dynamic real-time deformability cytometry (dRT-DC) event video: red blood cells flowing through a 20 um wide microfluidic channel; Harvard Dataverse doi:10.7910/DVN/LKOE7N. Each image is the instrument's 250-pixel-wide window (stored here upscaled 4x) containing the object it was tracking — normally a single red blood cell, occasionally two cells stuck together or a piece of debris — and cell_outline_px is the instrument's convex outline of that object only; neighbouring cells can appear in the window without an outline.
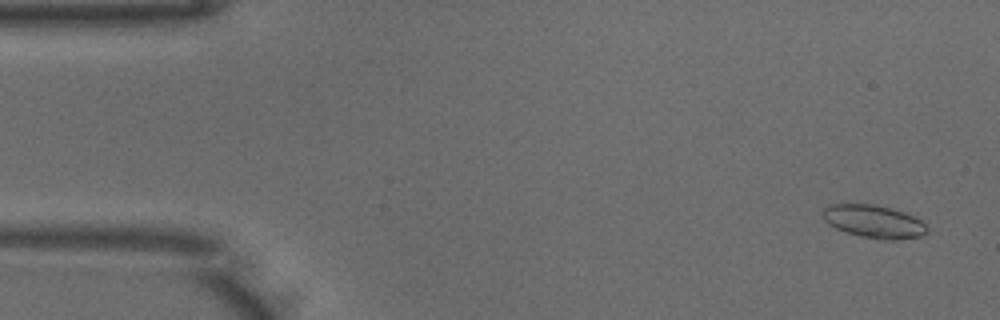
{"species": "common noctule bat (a hibernating species)", "species_latin": "Nyctalus noctula", "temperature_condition": "warm", "stored_images_in_passage": 51, "camera_frame_rate_fps": 3000, "um_per_image_px": 0.085, "animal": {"sex": "male", "body_mass_g": 18.8}, "frame": {"image": 1, "passage_image": 3, "time_ms": 0.667, "image_size_px": [1000, 320], "cell_outline_px": [[928, 232], [920, 236], [896, 240], [884, 240], [860, 236], [844, 232], [828, 224], [824, 220], [824, 208], [828, 204], [876, 204], [892, 208], [904, 212], [924, 220], [928, 224]], "centroid_in_image_um": [74.33, 18.83], "position_along_channel_um": 10.7, "area_um2": 20.35}}
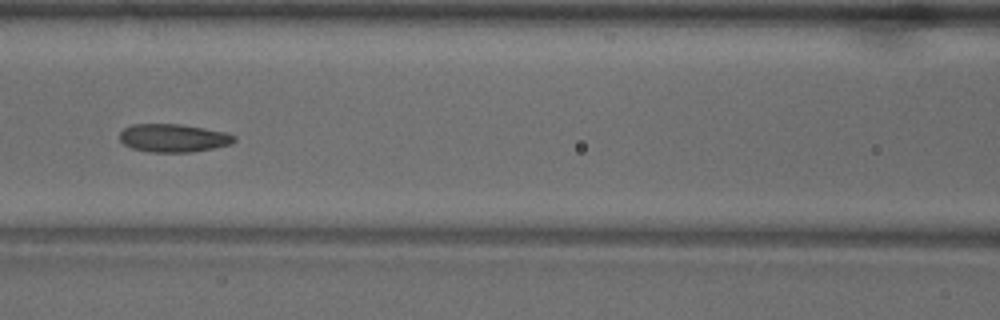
{"frame": {"image": 2, "passage_image": 22, "time_ms": 7.0, "image_size_px": [1000, 320], "cell_outline_px": [[236, 140], [232, 144], [192, 152], [148, 152], [132, 148], [124, 144], [120, 140], [120, 132], [124, 128], [132, 124], [180, 124], [228, 132], [236, 136]], "centroid_in_image_um": [14.76, 11.73], "position_along_channel_um": 151.8, "area_um2": 18.9}}
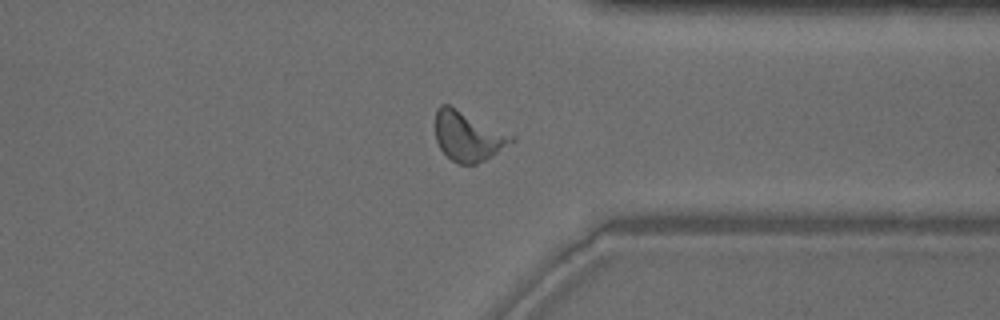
{"frame": {"image": 3, "passage_image": 39, "time_ms": 12.667, "image_size_px": [1000, 320], "cell_outline_px": [[516, 140], [484, 160], [476, 164], [460, 164], [452, 160], [440, 148], [436, 140], [436, 108], [440, 104], [448, 104], [516, 136]], "centroid_in_image_um": [39.79, 11.56], "position_along_channel_um": 371.6, "area_um2": 21.85}, "authors_computed_cell_mechanics": {"area_um2": 19.8832, "velocity_mm_per_s": 3.96, "shape_relaxation_time_tau1_ms": 6.5055, "shape_relaxation_time_tau2_ms": 2.6531, "deformation_change_tau1": 0.1056, "deformation_change_tau2": 0.1213}}